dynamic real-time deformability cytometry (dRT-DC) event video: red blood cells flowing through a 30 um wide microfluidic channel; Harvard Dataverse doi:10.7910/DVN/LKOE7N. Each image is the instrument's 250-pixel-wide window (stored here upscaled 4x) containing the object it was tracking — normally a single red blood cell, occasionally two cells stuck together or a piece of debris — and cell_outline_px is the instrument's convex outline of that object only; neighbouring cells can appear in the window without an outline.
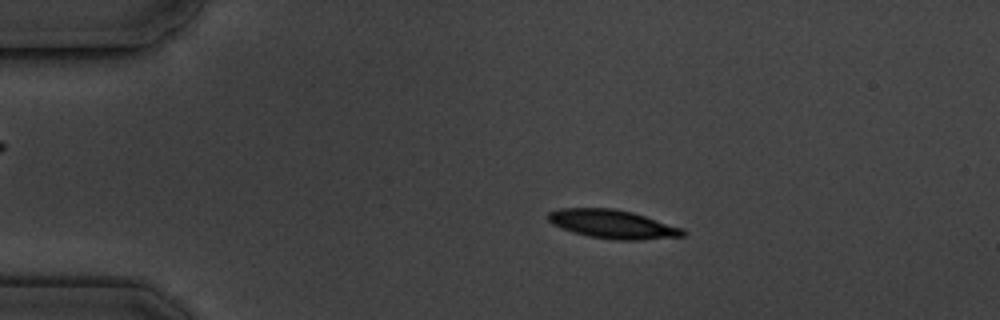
{"species": "common noctule bat (a hibernating species)", "species_latin": "Nyctalus noctula", "temperature_condition": "cold", "stored_images_in_passage": 6, "camera_frame_rate_fps": 3000, "um_per_image_px": 0.085, "animal": {"sex": "male", "body_mass_g": 19.5, "forearm_length_mm": 54.6}, "frame": {"image": 1, "passage_image": 3, "time_ms": 2.333, "image_size_px": [1000, 320], "cell_outline_px": [[688, 232], [684, 236], [640, 240], [616, 240], [588, 236], [552, 224], [548, 220], [548, 212], [560, 208], [612, 208], [632, 212], [684, 228]], "centroid_in_image_um": [52.13, 19.05], "position_along_channel_um": 32.9, "area_um2": 22.43}}
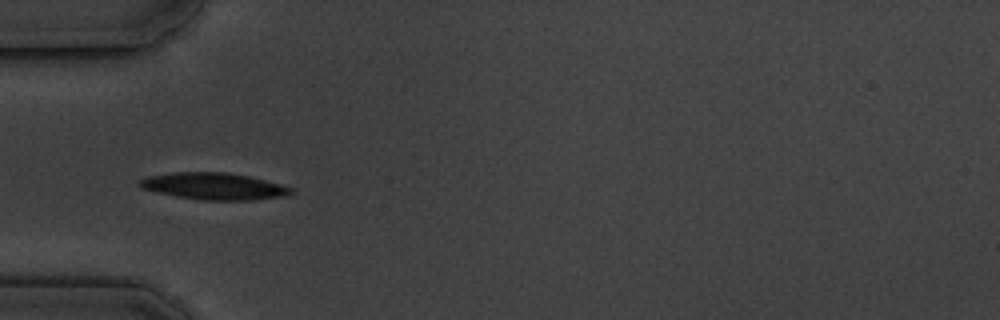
{"frame": {"image": 2, "passage_image": 5, "time_ms": 4.667, "image_size_px": [1000, 320], "cell_outline_px": [[296, 192], [284, 196], [252, 200], [200, 200], [176, 196], [156, 192], [140, 188], [136, 184], [140, 180], [148, 176], [176, 172], [224, 172], [248, 176], [280, 184], [292, 188]], "centroid_in_image_um": [18.16, 15.83], "position_along_channel_um": 66.8, "area_um2": 23.64}}